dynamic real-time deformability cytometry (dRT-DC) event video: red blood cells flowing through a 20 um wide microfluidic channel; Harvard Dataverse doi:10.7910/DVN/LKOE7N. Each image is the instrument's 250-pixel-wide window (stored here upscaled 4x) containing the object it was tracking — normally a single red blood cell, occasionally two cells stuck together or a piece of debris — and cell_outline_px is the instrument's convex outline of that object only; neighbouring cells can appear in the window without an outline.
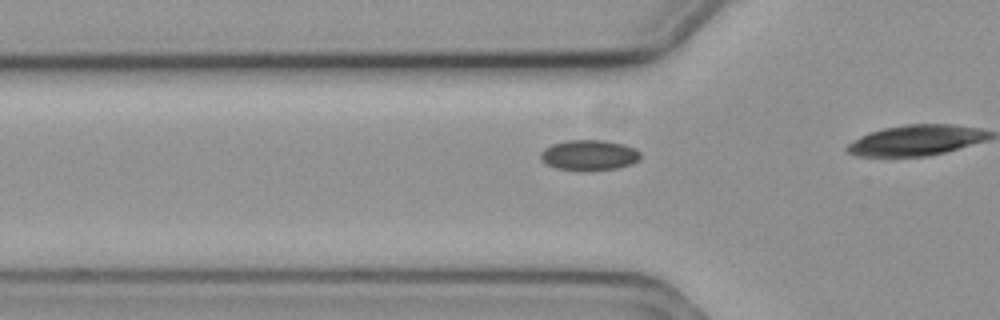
{"species": "common noctule bat (a hibernating species)", "species_latin": "Nyctalus noctula", "temperature_condition": "cold", "stored_images_in_passage": 12, "camera_frame_rate_fps": 3000, "um_per_image_px": 0.085, "animal": {"sex": "female", "body_mass_g": 19.3, "forearm_length_mm": 54.1}, "frame": {"image": 1, "passage_image": 9, "time_ms": 2.667, "image_size_px": [1000, 320], "cell_outline_px": [[640, 160], [632, 164], [616, 168], [556, 168], [540, 160], [540, 152], [544, 148], [552, 144], [568, 140], [604, 140], [624, 144], [636, 148], [640, 152]], "centroid_in_image_um": [50.1, 13.14], "position_along_channel_um": 75.7, "area_um2": 17.22}}